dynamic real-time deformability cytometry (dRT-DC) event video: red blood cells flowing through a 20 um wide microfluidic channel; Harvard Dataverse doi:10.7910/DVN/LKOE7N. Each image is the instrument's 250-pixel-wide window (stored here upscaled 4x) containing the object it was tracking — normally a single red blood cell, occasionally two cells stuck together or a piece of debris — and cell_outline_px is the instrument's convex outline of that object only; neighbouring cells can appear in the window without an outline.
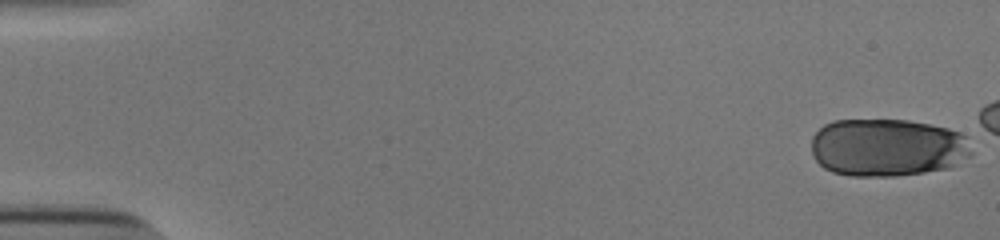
{"species": "human", "species_latin": "Homo sapiens", "temperature_condition": "cold", "stored_images_in_passage": 17, "camera_frame_rate_fps": 3000, "um_per_image_px": 0.085, "donor": {"sex": "male"}, "frame": {"image": 1, "passage_image": 1, "time_ms": 0.0, "image_size_px": [1000, 240], "cell_outline_px": [[972, 156], [948, 168], [924, 172], [896, 176], [852, 176], [832, 172], [824, 168], [816, 160], [812, 152], [812, 136], [824, 124], [832, 120], [908, 120], [948, 128], [960, 132], [968, 136], [972, 152]], "centroid_in_image_um": [75.45, 12.53], "position_along_channel_um": 9.5, "area_um2": 54.45}}
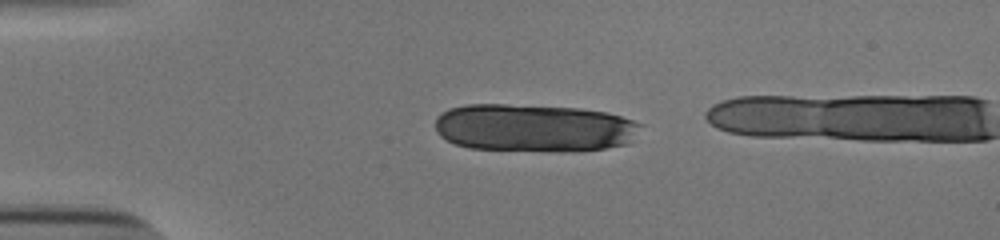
{"frame": {"image": 2, "passage_image": 13, "time_ms": 4.0, "image_size_px": [1000, 240], "cell_outline_px": [[644, 124], [628, 144], [604, 148], [572, 152], [564, 152], [468, 148], [456, 144], [440, 136], [436, 128], [436, 116], [440, 112], [448, 108], [464, 104], [504, 104], [580, 108], [608, 112]], "centroid_in_image_um": [45.39, 10.87], "position_along_channel_um": 39.6, "area_um2": 57.86}}